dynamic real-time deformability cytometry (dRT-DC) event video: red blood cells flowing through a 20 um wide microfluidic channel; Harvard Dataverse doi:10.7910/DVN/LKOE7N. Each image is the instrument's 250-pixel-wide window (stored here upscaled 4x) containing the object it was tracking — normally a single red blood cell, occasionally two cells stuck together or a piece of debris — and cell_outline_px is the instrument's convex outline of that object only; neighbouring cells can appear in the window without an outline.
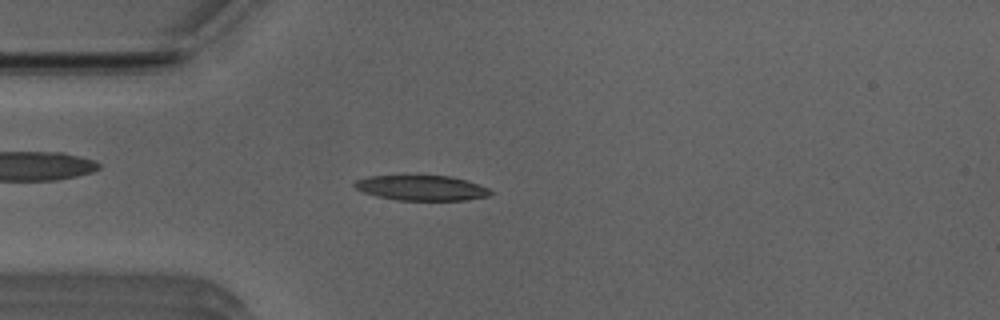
{"species": "Egyptian fruit bat (a non-hibernating species)", "species_latin": "Rousettus aegyptiacus", "temperature_condition": "room temperature", "stored_images_in_passage": 42, "camera_frame_rate_fps": 3000, "um_per_image_px": 0.085, "animal": {"sex": "male"}, "frame": {"image": 1, "passage_image": 4, "time_ms": 1.0, "image_size_px": [1000, 320], "cell_outline_px": [[496, 192], [488, 196], [464, 200], [396, 200], [376, 196], [364, 192], [356, 188], [352, 184], [356, 180], [368, 176], [452, 176], [468, 180], [480, 184]], "centroid_in_image_um": [35.87, 15.97], "position_along_channel_um": 49.1, "area_um2": 20.0}}
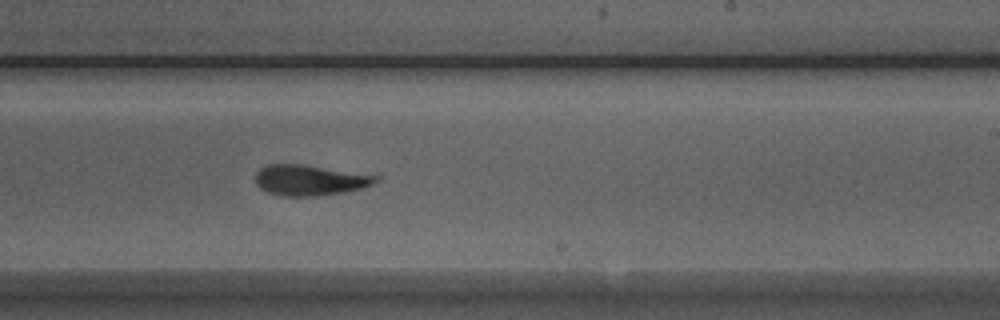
{"frame": {"image": 2, "passage_image": 21, "time_ms": 6.667, "image_size_px": [1000, 320], "cell_outline_px": [[384, 176], [380, 180], [372, 184], [360, 188], [344, 192], [316, 196], [284, 196], [268, 192], [260, 188], [256, 184], [256, 172], [260, 168], [268, 164], [300, 164]], "centroid_in_image_um": [26.36, 15.31], "position_along_channel_um": 262.6, "area_um2": 21.5}}
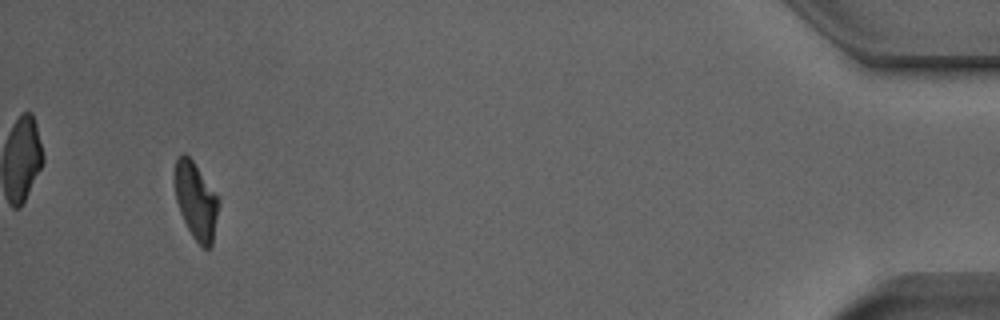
{"frame": {"image": 3, "passage_image": 39, "time_ms": 12.667, "image_size_px": [1000, 320], "cell_outline_px": [[220, 204], [212, 248], [204, 248], [192, 236], [180, 212], [176, 200], [176, 156], [184, 152], [192, 160], [220, 200]], "centroid_in_image_um": [16.69, 17.11], "position_along_channel_um": 418.5, "area_um2": 19.42}, "authors_computed_cell_mechanics": {"area_um2": 21.5594, "velocity_mm_per_s": 3.9509, "shape_relaxation_time_tau1_ms": 3.0501, "shape_relaxation_time_tau2_ms": 4.0892, "deformation_change_tau1": 0.1093, "deformation_change_tau2": 0.1512}}